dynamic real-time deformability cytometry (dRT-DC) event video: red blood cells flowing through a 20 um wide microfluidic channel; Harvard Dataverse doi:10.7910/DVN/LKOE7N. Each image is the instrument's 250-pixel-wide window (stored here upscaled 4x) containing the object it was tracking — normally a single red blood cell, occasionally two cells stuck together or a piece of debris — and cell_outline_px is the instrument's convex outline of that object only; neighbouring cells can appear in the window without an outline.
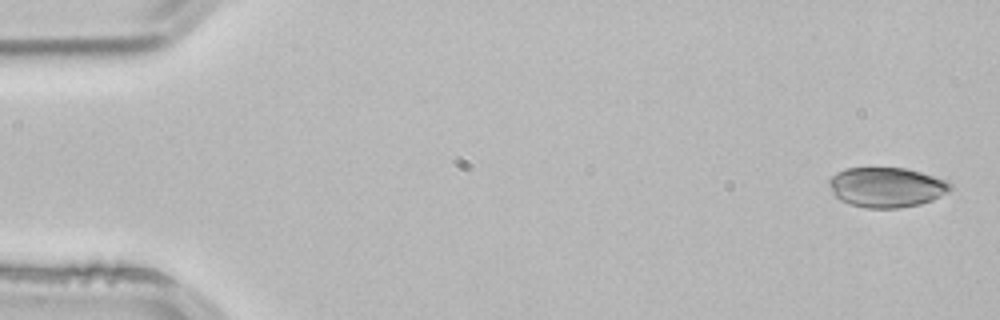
{"species": "common noctule bat (a hibernating species)", "species_latin": "Nyctalus noctula", "temperature_condition": "room temperature", "stored_images_in_passage": 4, "camera_frame_rate_fps": 3000, "um_per_image_px": 0.085, "animal": {"sex": "male", "body_mass_g": 21.5, "forearm_length_mm": 52.0}, "frame": {"image": 1, "passage_image": 1, "time_ms": 0.0, "image_size_px": [1000, 320], "cell_outline_px": [[952, 188], [948, 192], [932, 200], [920, 204], [900, 208], [868, 208], [848, 204], [840, 200], [832, 192], [828, 184], [828, 180], [836, 172], [844, 168], [904, 168], [920, 172], [948, 180], [952, 184]], "centroid_in_image_um": [75.35, 15.92], "position_along_channel_um": 9.7, "area_um2": 28.38}}